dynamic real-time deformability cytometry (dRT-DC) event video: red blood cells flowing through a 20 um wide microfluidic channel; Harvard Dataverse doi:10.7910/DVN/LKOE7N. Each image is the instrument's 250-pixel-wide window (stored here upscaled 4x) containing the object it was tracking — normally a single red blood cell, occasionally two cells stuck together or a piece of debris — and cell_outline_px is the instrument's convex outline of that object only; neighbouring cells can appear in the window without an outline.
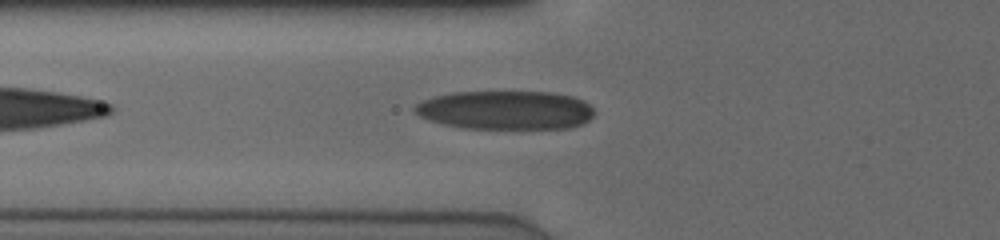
{"species": "human", "species_latin": "Homo sapiens", "temperature_condition": "cold", "stored_images_in_passage": 36, "camera_frame_rate_fps": 3000, "um_per_image_px": 0.085, "donor": {"sex": "male"}, "frame": {"image": 1, "passage_image": 10, "time_ms": 3.0, "image_size_px": [1000, 240], "cell_outline_px": [[596, 112], [584, 124], [572, 128], [464, 128], [444, 124], [420, 116], [412, 108], [416, 104], [424, 100], [436, 96], [456, 92], [552, 92], [572, 96], [584, 100]], "centroid_in_image_um": [43.03, 9.36], "position_along_channel_um": 82.8, "area_um2": 40.4}}
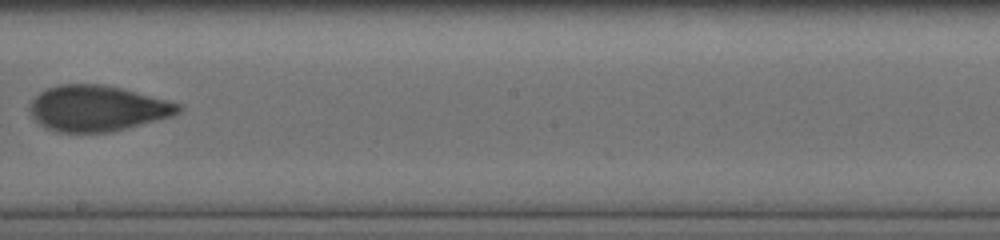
{"frame": {"image": 2, "passage_image": 20, "time_ms": 6.333, "image_size_px": [1000, 240], "cell_outline_px": [[180, 112], [172, 116], [108, 132], [60, 132], [48, 128], [40, 124], [32, 116], [32, 100], [40, 92], [48, 88], [60, 84], [100, 84], [120, 88], [180, 104]], "centroid_in_image_um": [8.25, 9.2], "position_along_channel_um": 239.9, "area_um2": 38.67}}
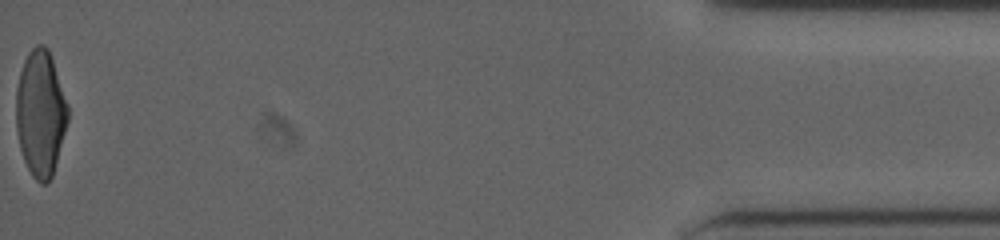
{"frame": {"image": 3, "passage_image": 36, "time_ms": 11.667, "image_size_px": [1000, 240], "cell_outline_px": [[68, 120], [52, 176], [44, 184], [40, 184], [32, 176], [24, 160], [20, 148], [16, 128], [16, 88], [20, 72], [24, 60], [28, 52], [36, 44], [44, 44], [48, 48], [68, 104]], "centroid_in_image_um": [3.43, 9.61], "position_along_channel_um": 431.8, "area_um2": 37.92}, "authors_computed_cell_mechanics": {"area_um2": 40.1132, "velocity_mm_per_s": 3.9713, "shape_relaxation_time_tau1_ms": 4.5193, "shape_relaxation_time_tau2_ms": 1.3979, "deformation_change_tau1": 0.2061, "deformation_change_tau2": 0.0767}}